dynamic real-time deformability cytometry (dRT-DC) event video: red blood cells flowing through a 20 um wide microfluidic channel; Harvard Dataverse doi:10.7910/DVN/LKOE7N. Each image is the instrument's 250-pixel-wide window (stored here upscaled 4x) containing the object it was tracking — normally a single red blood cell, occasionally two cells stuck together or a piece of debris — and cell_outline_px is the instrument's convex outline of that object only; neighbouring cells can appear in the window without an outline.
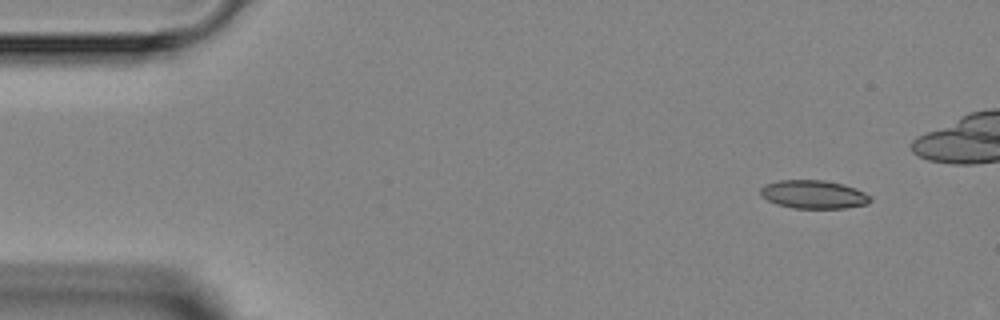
{"species": "Egyptian fruit bat (a non-hibernating species)", "species_latin": "Rousettus aegyptiacus", "temperature_condition": "room temperature", "stored_images_in_passage": 4, "camera_frame_rate_fps": 3000, "um_per_image_px": 0.085, "animal": {"sex": "female"}, "frame": {"image": 1, "passage_image": 1, "time_ms": 0.0, "image_size_px": [1000, 320], "cell_outline_px": [[872, 200], [868, 204], [844, 208], [792, 208], [776, 204], [760, 196], [760, 188], [764, 184], [776, 180], [824, 180], [844, 184], [856, 188], [872, 196]], "centroid_in_image_um": [69.15, 16.52], "position_along_channel_um": 15.8, "area_um2": 18.44}}